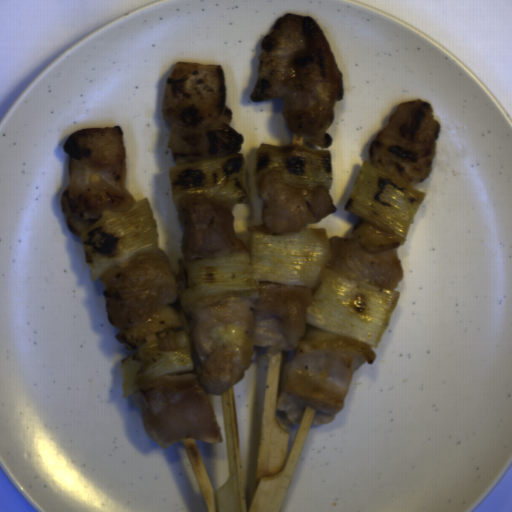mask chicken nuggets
<instances>
[{"label": "chicken nuggets", "instance_id": "obj_1", "mask_svg": "<svg viewBox=\"0 0 512 512\" xmlns=\"http://www.w3.org/2000/svg\"><path fill=\"white\" fill-rule=\"evenodd\" d=\"M313 299L309 287L263 283L254 292L217 294L186 308L194 372L164 374L132 394L151 439L164 448L182 438L222 443L209 396L244 378L255 346H265L262 359L294 351L280 372L276 414L297 425L312 406L311 426L331 422L346 405L353 372L377 354L362 340L310 326Z\"/></svg>", "mask_w": 512, "mask_h": 512}, {"label": "chicken nuggets", "instance_id": "obj_4", "mask_svg": "<svg viewBox=\"0 0 512 512\" xmlns=\"http://www.w3.org/2000/svg\"><path fill=\"white\" fill-rule=\"evenodd\" d=\"M69 182L60 207L70 231L81 236L105 211H126L138 203L126 185L127 149L121 126L90 127L69 134Z\"/></svg>", "mask_w": 512, "mask_h": 512}, {"label": "chicken nuggets", "instance_id": "obj_7", "mask_svg": "<svg viewBox=\"0 0 512 512\" xmlns=\"http://www.w3.org/2000/svg\"><path fill=\"white\" fill-rule=\"evenodd\" d=\"M177 219L181 225L179 246L186 260L249 250L235 233L229 208L212 196H181L177 199Z\"/></svg>", "mask_w": 512, "mask_h": 512}, {"label": "chicken nuggets", "instance_id": "obj_2", "mask_svg": "<svg viewBox=\"0 0 512 512\" xmlns=\"http://www.w3.org/2000/svg\"><path fill=\"white\" fill-rule=\"evenodd\" d=\"M261 49L251 102L281 99L286 128L329 147L333 137L326 130L344 95V79L323 30L313 17L283 14Z\"/></svg>", "mask_w": 512, "mask_h": 512}, {"label": "chicken nuggets", "instance_id": "obj_5", "mask_svg": "<svg viewBox=\"0 0 512 512\" xmlns=\"http://www.w3.org/2000/svg\"><path fill=\"white\" fill-rule=\"evenodd\" d=\"M106 314L127 331L163 308H171L187 288L186 273L175 274L163 250L131 255L100 278Z\"/></svg>", "mask_w": 512, "mask_h": 512}, {"label": "chicken nuggets", "instance_id": "obj_3", "mask_svg": "<svg viewBox=\"0 0 512 512\" xmlns=\"http://www.w3.org/2000/svg\"><path fill=\"white\" fill-rule=\"evenodd\" d=\"M221 64L177 61L165 83L162 115L172 129L167 147L175 166L241 153L244 137L230 127Z\"/></svg>", "mask_w": 512, "mask_h": 512}, {"label": "chicken nuggets", "instance_id": "obj_8", "mask_svg": "<svg viewBox=\"0 0 512 512\" xmlns=\"http://www.w3.org/2000/svg\"><path fill=\"white\" fill-rule=\"evenodd\" d=\"M261 198L263 222L248 232L279 234L301 230L306 224L319 223L337 208L323 185L298 188L287 184L273 172L265 173L257 184Z\"/></svg>", "mask_w": 512, "mask_h": 512}, {"label": "chicken nuggets", "instance_id": "obj_9", "mask_svg": "<svg viewBox=\"0 0 512 512\" xmlns=\"http://www.w3.org/2000/svg\"><path fill=\"white\" fill-rule=\"evenodd\" d=\"M330 244V270L361 283L395 290L404 278L398 248L368 253L353 239L327 237Z\"/></svg>", "mask_w": 512, "mask_h": 512}, {"label": "chicken nuggets", "instance_id": "obj_6", "mask_svg": "<svg viewBox=\"0 0 512 512\" xmlns=\"http://www.w3.org/2000/svg\"><path fill=\"white\" fill-rule=\"evenodd\" d=\"M440 132L432 104L421 98L400 102L371 140L369 163L419 184L432 173Z\"/></svg>", "mask_w": 512, "mask_h": 512}]
</instances>
